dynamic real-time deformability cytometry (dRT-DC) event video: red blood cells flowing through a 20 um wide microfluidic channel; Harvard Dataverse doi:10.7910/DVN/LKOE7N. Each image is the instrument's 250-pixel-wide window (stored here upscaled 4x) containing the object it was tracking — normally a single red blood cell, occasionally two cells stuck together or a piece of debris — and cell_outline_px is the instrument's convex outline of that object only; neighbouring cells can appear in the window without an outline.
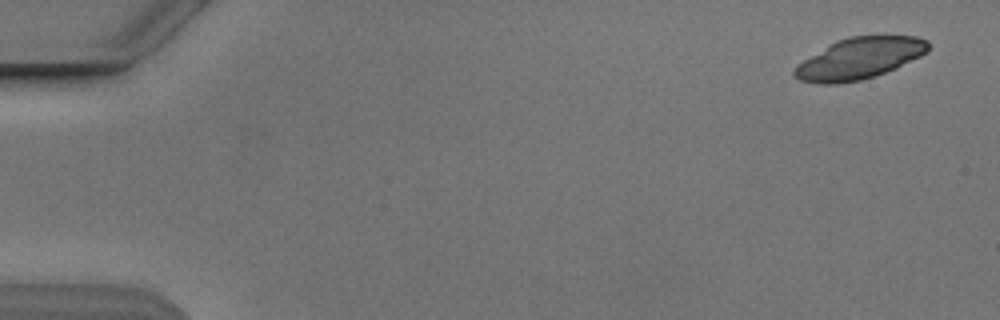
{"species": "Egyptian fruit bat (a non-hibernating species)", "species_latin": "Rousettus aegyptiacus", "temperature_condition": "cold", "stored_images_in_passage": 4, "camera_frame_rate_fps": 3000, "um_per_image_px": 0.085, "animal": {"sex": "male"}, "frame": {"image": 1, "passage_image": 1, "time_ms": 0.0, "image_size_px": [1000, 320], "cell_outline_px": [[928, 52], [896, 68], [876, 76], [860, 80], [836, 84], [816, 84], [800, 80], [792, 72], [804, 60], [836, 40], [848, 36], [876, 32], [916, 36], [928, 40]], "centroid_in_image_um": [73.13, 4.91], "position_along_channel_um": 11.9, "area_um2": 32.95}}